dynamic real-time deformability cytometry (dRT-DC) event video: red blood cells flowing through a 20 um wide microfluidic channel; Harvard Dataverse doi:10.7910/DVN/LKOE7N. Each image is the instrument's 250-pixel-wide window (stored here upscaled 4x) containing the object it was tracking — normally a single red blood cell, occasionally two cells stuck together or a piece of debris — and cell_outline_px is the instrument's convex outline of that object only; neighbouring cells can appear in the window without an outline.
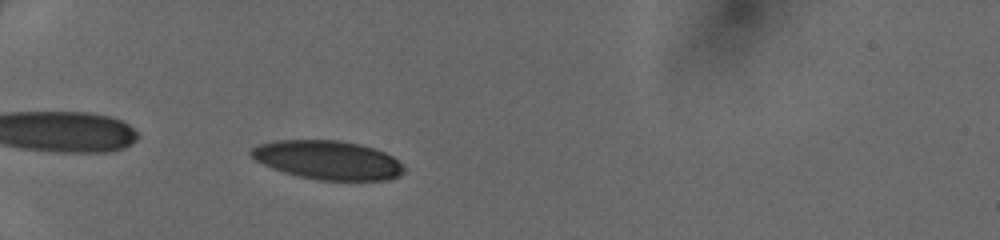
{"species": "human", "species_latin": "Homo sapiens", "temperature_condition": "cold", "stored_images_in_passage": 35, "camera_frame_rate_fps": 3000, "um_per_image_px": 0.085, "donor": {"sex": "female"}, "frame": {"image": 1, "passage_image": 3, "time_ms": 0.667, "image_size_px": [1000, 240], "cell_outline_px": [[404, 172], [400, 176], [388, 180], [320, 180], [300, 176], [284, 172], [272, 168], [256, 160], [248, 152], [252, 148], [260, 144], [276, 140], [336, 140], [360, 144], [384, 152], [392, 156], [404, 164]], "centroid_in_image_um": [27.89, 13.6], "position_along_channel_um": 57.1, "area_um2": 34.51}}
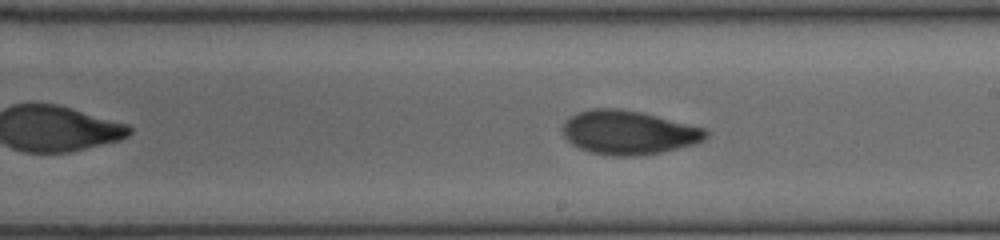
{"frame": {"image": 2, "passage_image": 17, "time_ms": 5.333, "image_size_px": [1000, 240], "cell_outline_px": [[708, 136], [704, 140], [692, 144], [660, 152], [640, 156], [616, 156], [588, 152], [572, 144], [564, 136], [560, 128], [576, 112], [592, 108], [616, 108], [640, 112], [704, 128], [708, 132]], "centroid_in_image_um": [53.39, 11.26], "position_along_channel_um": 235.6, "area_um2": 36.36}}
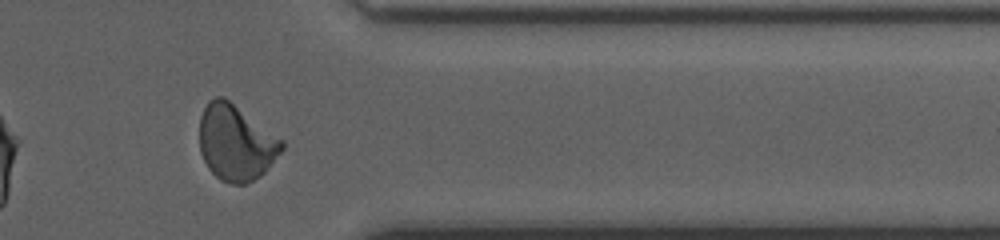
{"frame": {"image": 3, "passage_image": 28, "time_ms": 9.0, "image_size_px": [1000, 240], "cell_outline_px": [[284, 148], [264, 172], [260, 176], [244, 184], [232, 184], [220, 180], [208, 168], [200, 152], [200, 116], [208, 100], [216, 96], [224, 96], [284, 140]], "centroid_in_image_um": [20.04, 12.11], "position_along_channel_um": 391.4, "area_um2": 36.41}}